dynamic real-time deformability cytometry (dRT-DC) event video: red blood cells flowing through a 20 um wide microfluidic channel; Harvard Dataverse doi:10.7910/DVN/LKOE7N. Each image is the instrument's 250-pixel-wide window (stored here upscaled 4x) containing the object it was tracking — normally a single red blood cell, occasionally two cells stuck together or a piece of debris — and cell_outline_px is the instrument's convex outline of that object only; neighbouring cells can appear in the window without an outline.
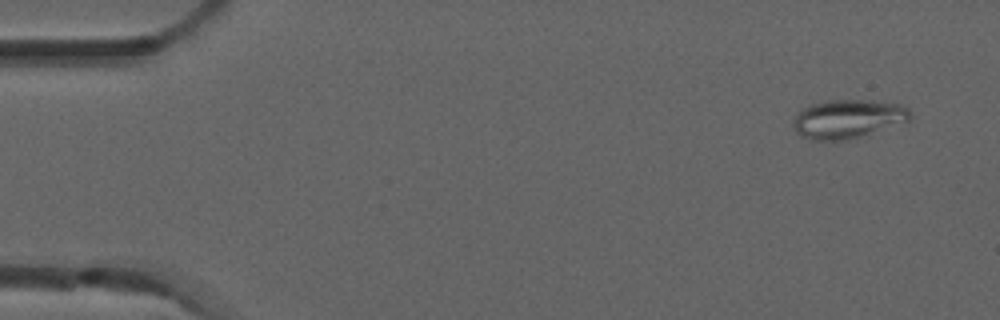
{"species": "common noctule bat (a hibernating species)", "species_latin": "Nyctalus noctula", "temperature_condition": "room temperature", "stored_images_in_passage": 5, "camera_frame_rate_fps": 3000, "um_per_image_px": 0.085, "animal": {"sex": "male", "forearm_length_mm": 52.5}, "frame": {"image": 1, "passage_image": 1, "time_ms": 0.0, "image_size_px": [1000, 320], "cell_outline_px": [[912, 116], [908, 120], [848, 140], [812, 140], [800, 136], [796, 132], [792, 124], [792, 120], [808, 104], [828, 100], [872, 100], [900, 104], [908, 108], [912, 112]], "centroid_in_image_um": [72.03, 10.09], "position_along_channel_um": 13.0, "area_um2": 26.3}}